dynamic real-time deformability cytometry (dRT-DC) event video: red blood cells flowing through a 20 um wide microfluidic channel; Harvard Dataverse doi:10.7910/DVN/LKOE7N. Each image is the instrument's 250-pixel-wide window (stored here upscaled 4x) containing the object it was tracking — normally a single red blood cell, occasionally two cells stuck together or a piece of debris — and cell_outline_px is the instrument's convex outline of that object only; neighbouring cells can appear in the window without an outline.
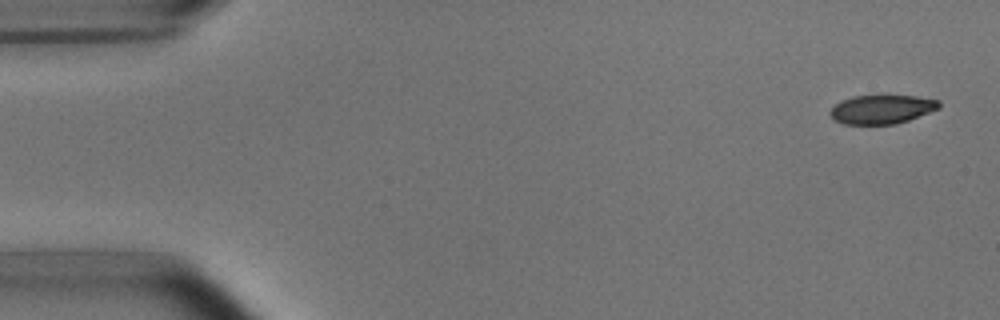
{"species": "common noctule bat (a hibernating species)", "species_latin": "Nyctalus noctula", "temperature_condition": "room temperature", "stored_images_in_passage": 6, "camera_frame_rate_fps": 3000, "um_per_image_px": 0.085, "animal": {"sex": "male", "body_mass_g": 15.6}, "frame": {"image": 1, "passage_image": 1, "time_ms": 0.0, "image_size_px": [1000, 320], "cell_outline_px": [[940, 108], [908, 120], [896, 124], [844, 124], [836, 120], [828, 112], [840, 100], [852, 96], [916, 96], [940, 100]], "centroid_in_image_um": [74.96, 9.29], "position_along_channel_um": 10.0, "area_um2": 18.21}}
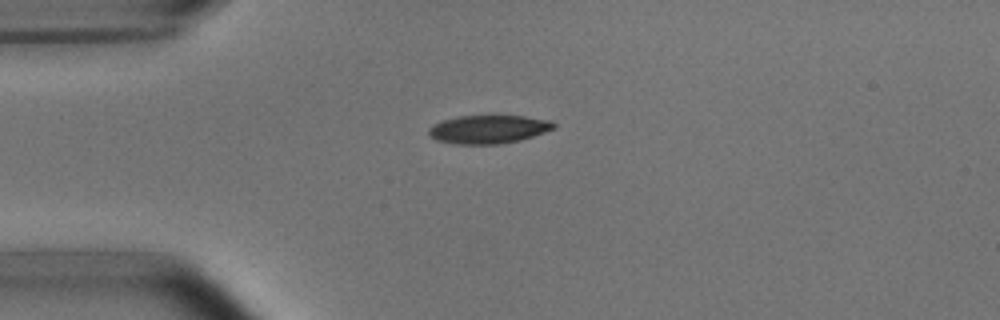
{"frame": {"image": 2, "passage_image": 4, "time_ms": 3.667, "image_size_px": [1000, 320], "cell_outline_px": [[556, 128], [520, 140], [500, 144], [456, 144], [436, 140], [428, 132], [428, 128], [444, 120], [460, 116], [524, 116], [548, 120], [556, 124]], "centroid_in_image_um": [41.54, 10.99], "position_along_channel_um": 43.5, "area_um2": 20.4}}